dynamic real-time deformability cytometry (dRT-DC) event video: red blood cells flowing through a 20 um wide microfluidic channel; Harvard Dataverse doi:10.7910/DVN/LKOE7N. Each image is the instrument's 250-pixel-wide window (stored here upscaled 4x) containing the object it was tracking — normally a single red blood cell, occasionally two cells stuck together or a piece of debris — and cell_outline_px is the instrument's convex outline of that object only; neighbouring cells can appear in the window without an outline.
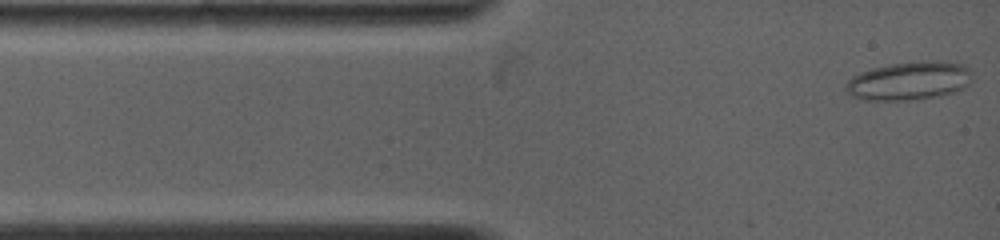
{"species": "common noctule bat (a hibernating species)", "species_latin": "Nyctalus noctula", "temperature_condition": "warm", "stored_images_in_passage": 48, "camera_frame_rate_fps": 5000, "um_per_image_px": 0.085, "animal": {"sex": "female", "body_mass_g": 19.0, "forearm_length_mm": 53.3}, "frame": {"image": 1, "passage_image": 1, "time_ms": 0.0, "image_size_px": [1000, 240], "cell_outline_px": [[972, 72], [968, 84], [964, 88], [940, 96], [908, 100], [860, 100], [844, 92], [844, 84], [852, 76], [860, 72], [872, 68], [888, 64], [920, 60], [944, 60], [964, 64]], "centroid_in_image_um": [77.24, 6.85], "position_along_channel_um": 7.8, "area_um2": 28.9}}
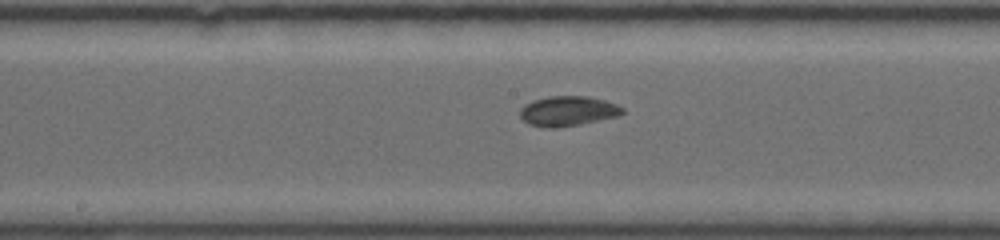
{"frame": {"image": 2, "passage_image": 26, "time_ms": 6.0, "image_size_px": [1000, 240], "cell_outline_px": [[624, 112], [616, 116], [580, 124], [560, 128], [548, 128], [528, 124], [520, 116], [520, 108], [524, 104], [532, 100], [548, 96], [588, 96], [604, 100], [616, 104], [624, 108]], "centroid_in_image_um": [48.23, 9.43], "position_along_channel_um": 200.0, "area_um2": 17.92}}
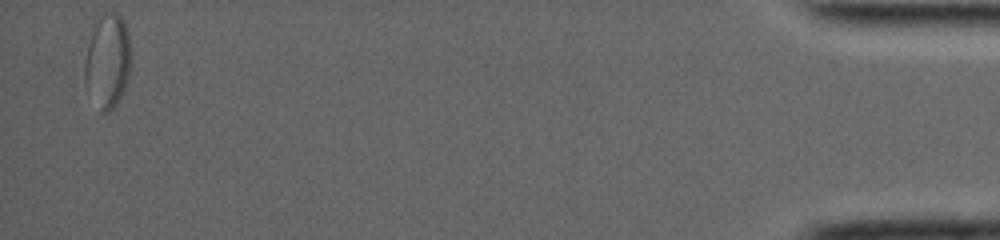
{"frame": {"image": 3, "passage_image": 48, "time_ms": 15.2, "image_size_px": [1000, 240], "cell_outline_px": [[128, 76], [120, 100], [108, 112], [100, 112], [84, 84], [84, 64], [92, 24], [96, 12], [116, 12], [124, 20], [128, 32]], "centroid_in_image_um": [9.08, 5.12], "position_along_channel_um": 426.1, "area_um2": 25.61}, "authors_computed_cell_mechanics": {"area_um2": 20.6635, "velocity_mm_per_s": 3.9447, "shape_relaxation_time_tau1_ms": null, "shape_relaxation_time_tau2_ms": 2.1882, "deformation_change_tau1": null, "deformation_change_tau2": 0.0479}}